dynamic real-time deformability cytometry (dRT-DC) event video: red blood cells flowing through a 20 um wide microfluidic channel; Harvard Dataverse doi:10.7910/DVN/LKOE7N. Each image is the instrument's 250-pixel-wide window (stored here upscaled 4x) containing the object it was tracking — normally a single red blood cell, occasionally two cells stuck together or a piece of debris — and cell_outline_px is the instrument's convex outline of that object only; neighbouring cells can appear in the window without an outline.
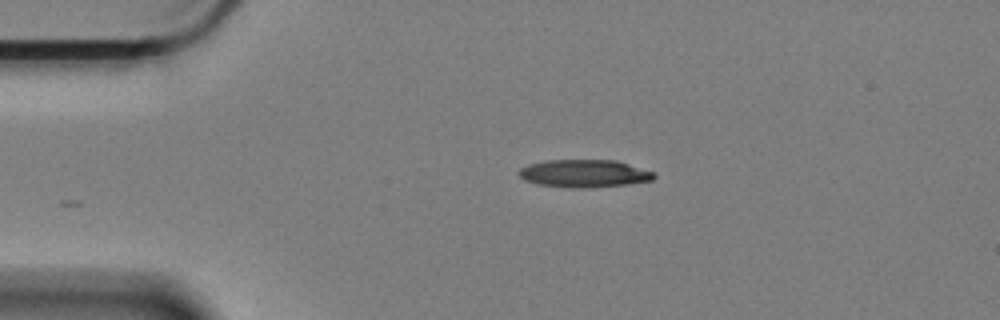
{"species": "Egyptian fruit bat (a non-hibernating species)", "species_latin": "Rousettus aegyptiacus", "temperature_condition": "cold", "stored_images_in_passage": 36, "camera_frame_rate_fps": 3000, "um_per_image_px": 0.085, "animal": {"sex": "female"}, "frame": {"image": 1, "passage_image": 1, "time_ms": 0.0, "image_size_px": [1000, 320], "cell_outline_px": [[656, 176], [652, 180], [624, 184], [540, 184], [528, 180], [520, 176], [520, 168], [528, 164], [548, 160], [616, 160], [652, 172]], "centroid_in_image_um": [49.67, 14.66], "position_along_channel_um": 35.3, "area_um2": 19.88}}
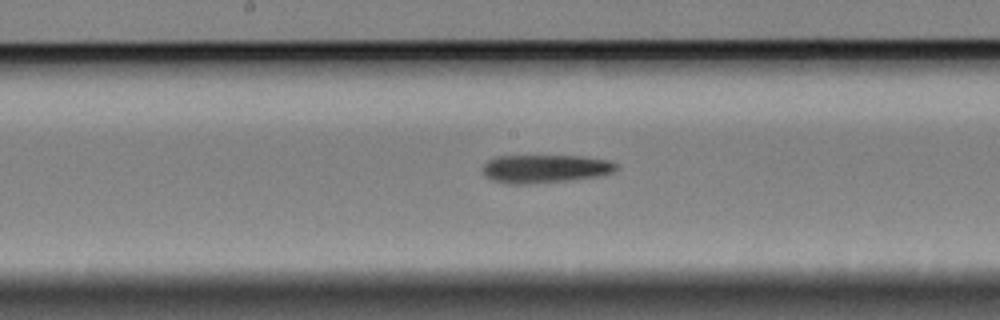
{"frame": {"image": 2, "passage_image": 19, "time_ms": 6.0, "image_size_px": [1000, 320], "cell_outline_px": [[616, 168], [612, 172], [596, 176], [568, 180], [532, 184], [504, 184], [492, 180], [484, 176], [484, 164], [488, 160], [496, 156], [580, 156], [608, 160], [616, 164]], "centroid_in_image_um": [46.26, 14.35], "position_along_channel_um": 201.9, "area_um2": 21.85}}
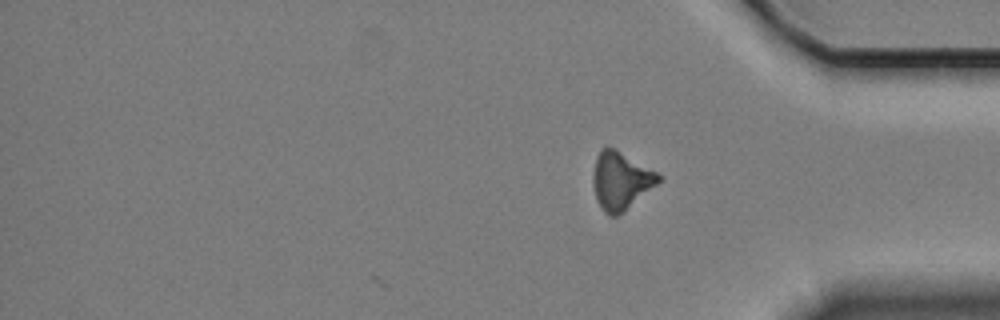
{"frame": {"image": 3, "passage_image": 36, "time_ms": 11.667, "image_size_px": [1000, 320], "cell_outline_px": [[664, 176], [656, 184], [624, 212], [616, 216], [608, 216], [604, 212], [596, 196], [592, 180], [592, 176], [596, 156], [600, 148], [604, 144], [608, 144], [616, 148]], "centroid_in_image_um": [52.75, 15.3], "position_along_channel_um": 382.5, "area_um2": 22.25}}